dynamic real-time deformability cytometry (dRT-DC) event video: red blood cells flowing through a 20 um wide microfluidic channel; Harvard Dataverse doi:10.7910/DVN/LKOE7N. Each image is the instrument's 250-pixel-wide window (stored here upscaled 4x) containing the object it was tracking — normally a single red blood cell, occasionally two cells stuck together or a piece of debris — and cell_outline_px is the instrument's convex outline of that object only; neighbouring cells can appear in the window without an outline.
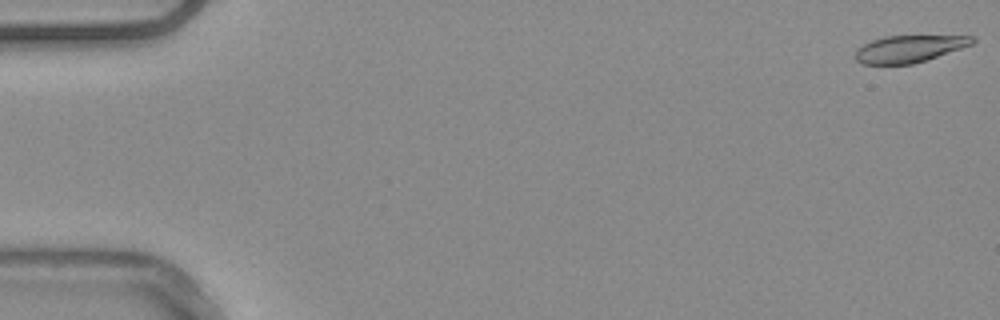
{"species": "common noctule bat (a hibernating species)", "species_latin": "Nyctalus noctula", "temperature_condition": "warm", "stored_images_in_passage": 7, "camera_frame_rate_fps": 3000, "um_per_image_px": 0.085, "animal": {"sex": "male", "body_mass_g": 20.4}, "frame": {"image": 1, "passage_image": 1, "time_ms": 0.0, "image_size_px": [1000, 320], "cell_outline_px": [[976, 40], [972, 44], [912, 64], [864, 64], [856, 60], [856, 48], [872, 40], [884, 36], [972, 36]], "centroid_in_image_um": [77.23, 4.14], "position_along_channel_um": 7.8, "area_um2": 18.03}}